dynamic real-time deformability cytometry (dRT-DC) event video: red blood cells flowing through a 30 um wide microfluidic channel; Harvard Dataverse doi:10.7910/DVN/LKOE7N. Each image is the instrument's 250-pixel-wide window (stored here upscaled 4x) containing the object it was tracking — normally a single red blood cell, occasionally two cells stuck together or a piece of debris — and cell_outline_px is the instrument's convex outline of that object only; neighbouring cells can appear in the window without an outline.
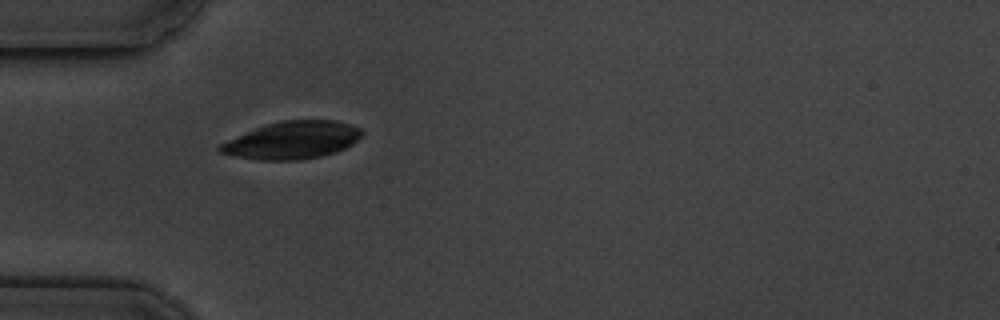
{"species": "common noctule bat (a hibernating species)", "species_latin": "Nyctalus noctula", "temperature_condition": "cold", "stored_images_in_passage": 3, "camera_frame_rate_fps": 3000, "um_per_image_px": 0.085, "animal": {"sex": "male", "body_mass_g": 19.5, "forearm_length_mm": 54.6}, "frame": {"image": 1, "passage_image": 1, "time_ms": 0.0, "image_size_px": [1000, 320], "cell_outline_px": [[364, 132], [352, 144], [336, 152], [320, 156], [300, 160], [260, 160], [236, 156], [220, 152], [216, 148], [220, 144], [228, 140], [256, 128], [280, 120], [336, 120], [352, 124], [360, 128]], "centroid_in_image_um": [24.87, 11.91], "position_along_channel_um": 60.1, "area_um2": 30.75}}
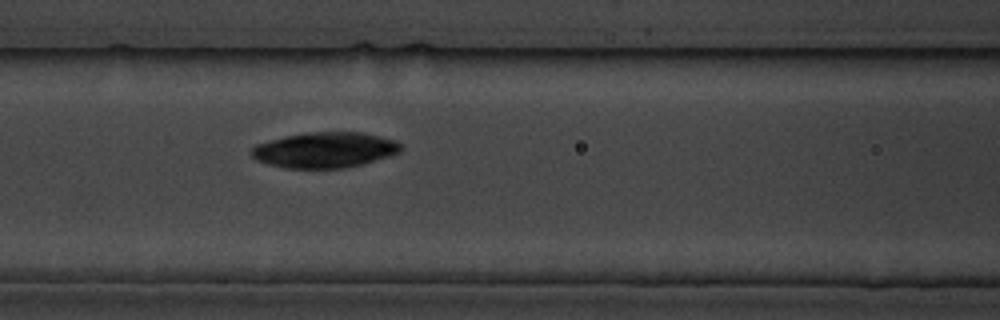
{"frame": {"image": 2, "passage_image": 3, "time_ms": 2.333, "image_size_px": [1000, 320], "cell_outline_px": [[400, 152], [388, 156], [360, 164], [344, 168], [284, 168], [268, 164], [256, 160], [252, 156], [252, 148], [256, 144], [284, 136], [308, 132], [360, 132], [380, 136], [396, 140], [400, 144]], "centroid_in_image_um": [27.58, 12.74], "position_along_channel_um": 139.0, "area_um2": 30.75}}